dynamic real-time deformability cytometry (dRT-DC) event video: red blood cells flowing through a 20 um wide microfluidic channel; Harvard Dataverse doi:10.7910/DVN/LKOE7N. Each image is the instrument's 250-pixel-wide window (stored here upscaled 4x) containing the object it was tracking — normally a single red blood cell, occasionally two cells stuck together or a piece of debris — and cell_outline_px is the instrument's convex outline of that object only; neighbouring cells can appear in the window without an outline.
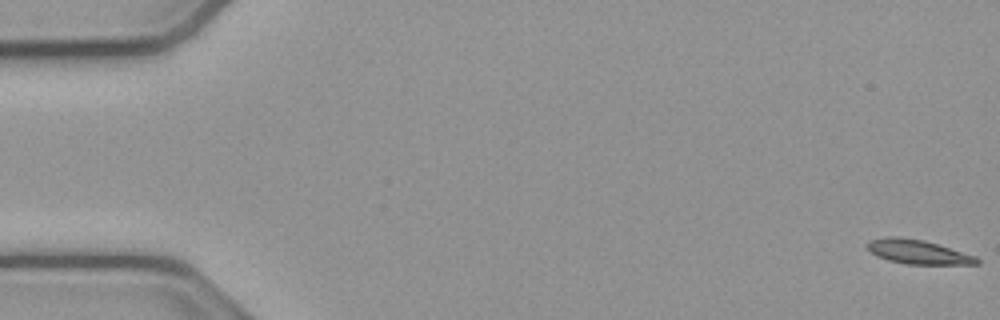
{"species": "common noctule bat (a hibernating species)", "species_latin": "Nyctalus noctula", "temperature_condition": "cold", "stored_images_in_passage": 54, "camera_frame_rate_fps": 3000, "um_per_image_px": 0.085, "animal": {"sex": "male", "body_mass_g": 23.1, "forearm_length_mm": 52.7}, "frame": {"image": 1, "passage_image": 1, "time_ms": 0.0, "image_size_px": [1000, 320], "cell_outline_px": [[980, 264], [904, 264], [888, 260], [876, 256], [868, 248], [868, 240], [888, 236], [900, 236], [924, 240], [976, 256], [980, 260]], "centroid_in_image_um": [78.02, 21.4], "position_along_channel_um": 7.0, "area_um2": 15.43}}
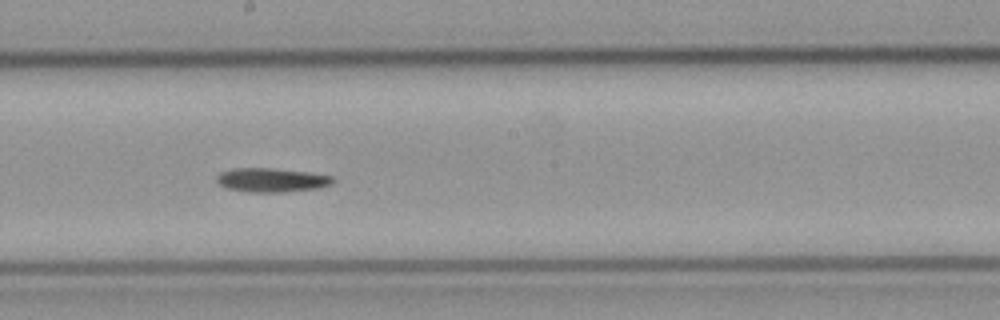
{"frame": {"image": 2, "passage_image": 30, "time_ms": 9.667, "image_size_px": [1000, 320], "cell_outline_px": [[336, 180], [332, 184], [320, 188], [284, 192], [248, 192], [228, 188], [220, 184], [216, 180], [216, 176], [220, 172], [232, 168], [272, 168], [308, 172], [332, 176]], "centroid_in_image_um": [23.11, 15.3], "position_along_channel_um": 225.1, "area_um2": 16.36}}
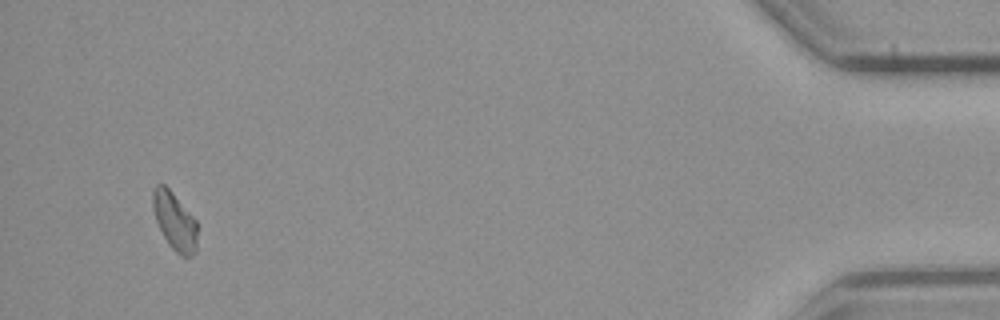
{"frame": {"image": 3, "passage_image": 52, "time_ms": 17.0, "image_size_px": [1000, 320], "cell_outline_px": [[196, 252], [192, 256], [180, 256], [168, 244], [156, 220], [152, 208], [152, 192], [156, 184], [164, 184], [172, 192], [196, 220]], "centroid_in_image_um": [14.83, 18.8], "position_along_channel_um": 420.4, "area_um2": 14.85}}